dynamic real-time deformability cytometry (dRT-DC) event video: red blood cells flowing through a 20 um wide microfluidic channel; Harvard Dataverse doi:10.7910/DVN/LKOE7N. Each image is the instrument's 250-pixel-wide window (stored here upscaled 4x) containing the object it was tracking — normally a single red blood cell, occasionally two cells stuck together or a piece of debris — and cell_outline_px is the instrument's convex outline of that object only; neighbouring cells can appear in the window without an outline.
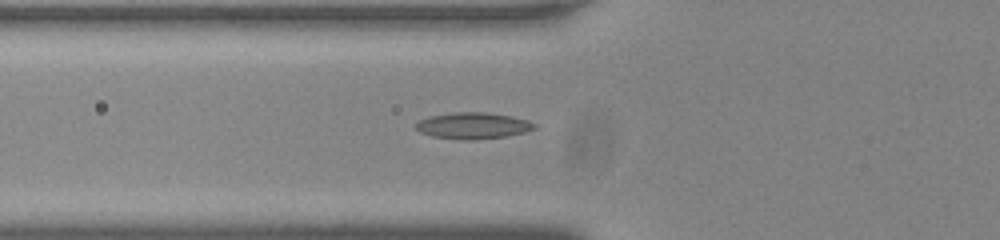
{"species": "common noctule bat (a hibernating species)", "species_latin": "Nyctalus noctula", "temperature_condition": "room temperature", "stored_images_in_passage": 36, "camera_frame_rate_fps": 3000, "um_per_image_px": 0.085, "animal": {"sex": "male", "body_mass_g": 20.0, "forearm_length_mm": 53.3}, "frame": {"image": 1, "passage_image": 2, "time_ms": 0.333, "image_size_px": [1000, 240], "cell_outline_px": [[536, 128], [524, 132], [508, 136], [476, 140], [464, 140], [432, 136], [420, 132], [416, 128], [416, 124], [420, 120], [428, 116], [456, 112], [488, 112], [512, 116], [528, 120], [536, 124]], "centroid_in_image_um": [40.23, 10.68], "position_along_channel_um": 85.6, "area_um2": 18.32}}
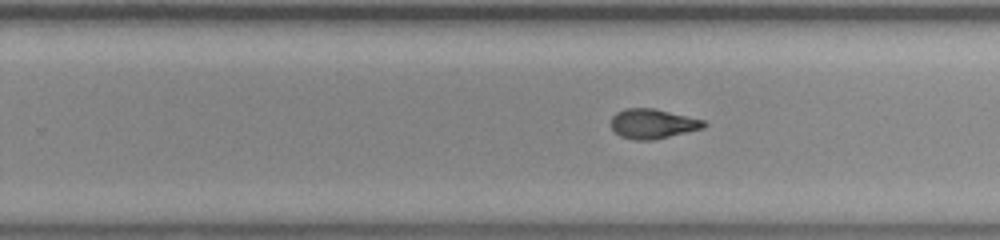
{"frame": {"image": 2, "passage_image": 17, "time_ms": 5.333, "image_size_px": [1000, 240], "cell_outline_px": [[708, 124], [704, 128], [652, 140], [636, 140], [620, 136], [612, 128], [612, 116], [616, 112], [624, 108], [652, 108], [704, 120]], "centroid_in_image_um": [55.48, 10.51], "position_along_channel_um": 274.3, "area_um2": 15.9}}
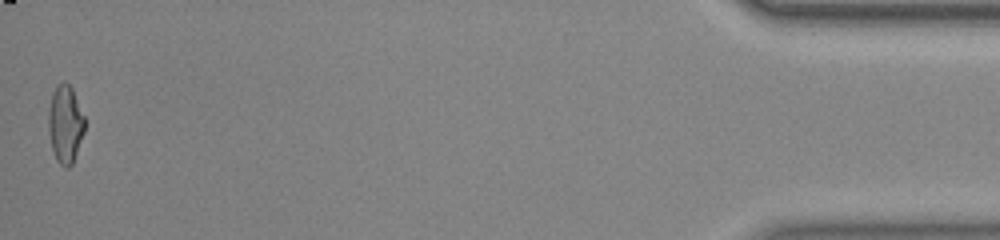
{"frame": {"image": 3, "passage_image": 36, "time_ms": 11.667, "image_size_px": [1000, 240], "cell_outline_px": [[84, 132], [72, 164], [68, 168], [64, 168], [56, 160], [52, 148], [48, 128], [48, 112], [52, 92], [56, 84], [64, 80], [72, 88], [84, 116]], "centroid_in_image_um": [5.53, 10.53], "position_along_channel_um": 429.7, "area_um2": 16.47}, "authors_computed_cell_mechanics": {"area_um2": 16.3285, "velocity_mm_per_s": 3.7637, "shape_relaxation_time_tau1_ms": 6.9414, "shape_relaxation_time_tau2_ms": 2.1429, "deformation_change_tau1": 0.1803, "deformation_change_tau2": 0.0855}}